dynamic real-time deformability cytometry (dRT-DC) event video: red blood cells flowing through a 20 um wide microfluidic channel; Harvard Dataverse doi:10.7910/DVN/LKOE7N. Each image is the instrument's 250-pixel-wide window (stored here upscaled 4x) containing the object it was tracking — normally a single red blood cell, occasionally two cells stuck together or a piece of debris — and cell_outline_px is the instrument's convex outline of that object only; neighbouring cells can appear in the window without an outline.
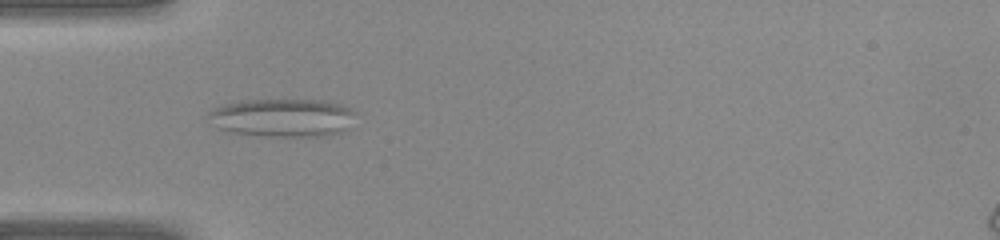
{"species": "common noctule bat (a hibernating species)", "species_latin": "Nyctalus noctula", "temperature_condition": "warm", "stored_images_in_passage": 41, "camera_frame_rate_fps": 3000, "um_per_image_px": 0.085, "animal": {"sex": "female", "body_mass_g": 22.0, "forearm_length_mm": 56.7}, "frame": {"image": 1, "passage_image": 13, "time_ms": 4.0, "image_size_px": [1000, 240], "cell_outline_px": [[356, 112], [344, 132], [324, 136], [264, 136], [228, 132], [220, 128], [208, 116], [208, 112], [212, 108], [224, 104], [240, 100], [324, 100], [340, 104], [352, 108]], "centroid_in_image_um": [24.04, 10.0], "position_along_channel_um": 61.0, "area_um2": 32.83}}
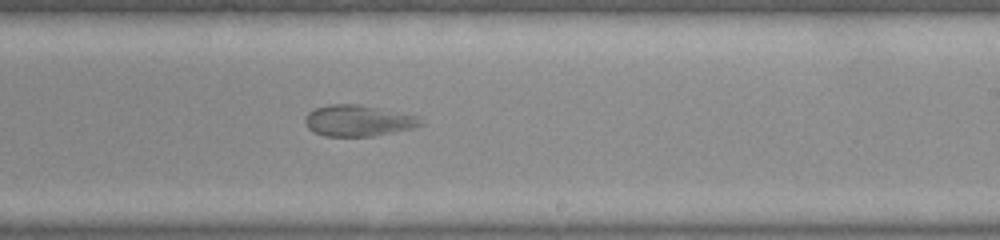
{"frame": {"image": 2, "passage_image": 25, "time_ms": 8.0, "image_size_px": [1000, 240], "cell_outline_px": [[424, 124], [412, 128], [372, 136], [324, 136], [308, 128], [304, 120], [308, 112], [316, 108], [328, 104], [360, 104], [416, 116]], "centroid_in_image_um": [30.4, 10.25], "position_along_channel_um": 258.6, "area_um2": 20.69}}
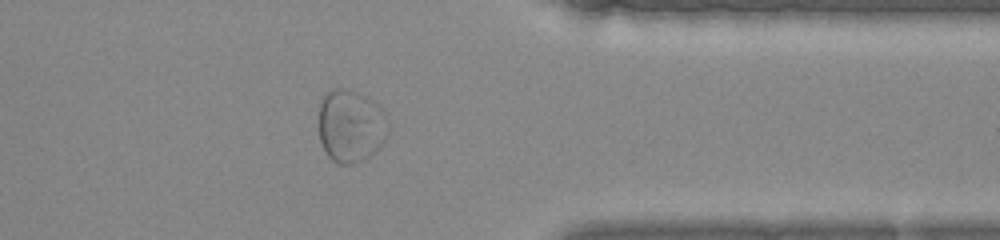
{"frame": {"image": 3, "passage_image": 33, "time_ms": 10.667, "image_size_px": [1000, 240], "cell_outline_px": [[388, 136], [368, 156], [360, 160], [348, 164], [340, 164], [332, 160], [328, 156], [320, 140], [320, 104], [324, 96], [332, 88], [340, 88], [356, 92], [376, 104], [384, 112], [388, 124]], "centroid_in_image_um": [29.8, 10.7], "position_along_channel_um": 381.6, "area_um2": 28.73}}